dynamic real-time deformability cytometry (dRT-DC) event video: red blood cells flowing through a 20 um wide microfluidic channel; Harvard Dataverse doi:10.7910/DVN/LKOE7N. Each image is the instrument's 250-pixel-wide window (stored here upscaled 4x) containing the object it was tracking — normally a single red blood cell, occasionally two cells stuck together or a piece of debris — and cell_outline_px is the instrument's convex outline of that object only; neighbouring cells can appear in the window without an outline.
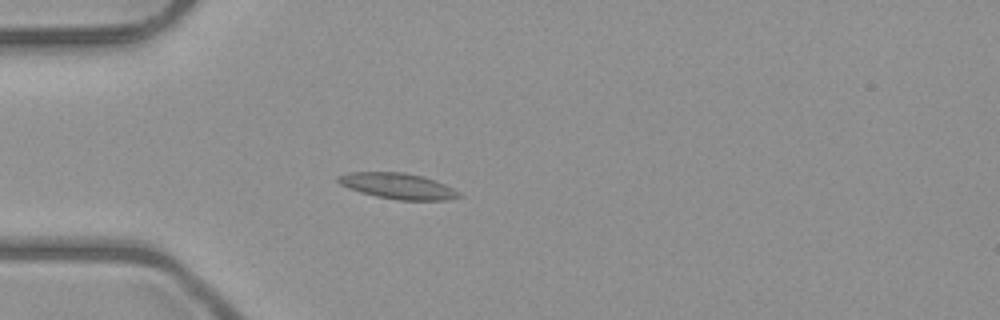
{"species": "common noctule bat (a hibernating species)", "species_latin": "Nyctalus noctula", "temperature_condition": "room temperature", "stored_images_in_passage": 5, "camera_frame_rate_fps": 3000, "um_per_image_px": 0.085, "animal": {"sex": "male", "body_mass_g": 23.1, "forearm_length_mm": 52.7}, "frame": {"image": 1, "passage_image": 5, "time_ms": 4.667, "image_size_px": [1000, 320], "cell_outline_px": [[464, 196], [448, 200], [400, 200], [376, 196], [360, 192], [348, 188], [340, 184], [336, 180], [336, 176], [348, 172], [404, 172], [424, 176], [444, 184], [460, 192]], "centroid_in_image_um": [33.81, 15.8], "position_along_channel_um": 51.2, "area_um2": 18.32}}